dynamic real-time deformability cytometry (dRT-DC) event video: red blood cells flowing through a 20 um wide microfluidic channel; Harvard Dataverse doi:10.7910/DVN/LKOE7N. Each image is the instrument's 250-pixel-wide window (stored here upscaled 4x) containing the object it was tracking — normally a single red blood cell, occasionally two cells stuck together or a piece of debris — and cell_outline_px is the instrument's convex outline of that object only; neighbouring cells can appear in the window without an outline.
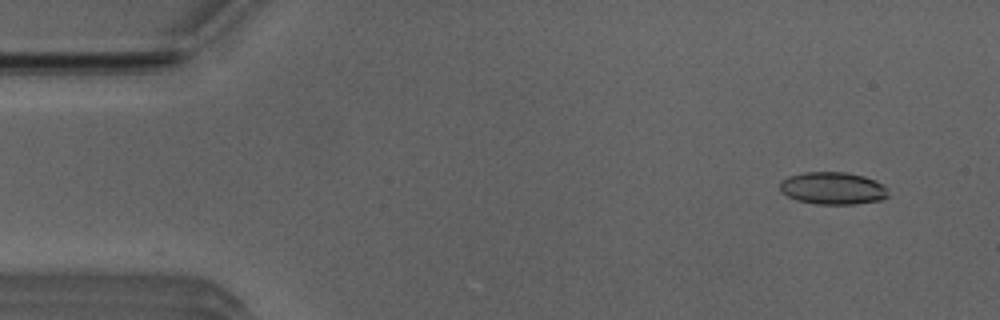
{"species": "Egyptian fruit bat (a non-hibernating species)", "species_latin": "Rousettus aegyptiacus", "temperature_condition": "room temperature", "stored_images_in_passage": 47, "camera_frame_rate_fps": 3000, "um_per_image_px": 0.085, "animal": {"sex": "male"}, "frame": {"image": 1, "passage_image": 4, "time_ms": 1.0, "image_size_px": [1000, 320], "cell_outline_px": [[888, 196], [880, 200], [856, 204], [816, 204], [796, 200], [780, 192], [780, 180], [788, 176], [804, 172], [848, 172], [864, 176], [876, 180], [888, 188]], "centroid_in_image_um": [70.78, 15.99], "position_along_channel_um": 14.2, "area_um2": 20.69}}
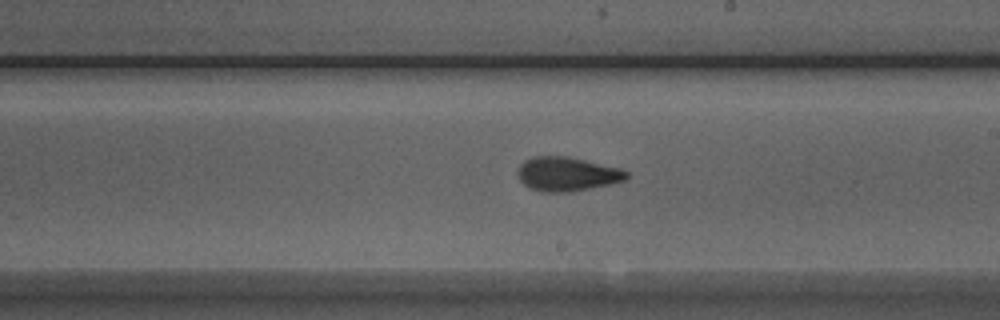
{"frame": {"image": 2, "passage_image": 29, "time_ms": 9.333, "image_size_px": [1000, 320], "cell_outline_px": [[628, 176], [624, 180], [612, 184], [572, 192], [540, 192], [528, 188], [520, 180], [516, 172], [520, 164], [524, 160], [532, 156], [568, 156], [620, 168], [628, 172]], "centroid_in_image_um": [48.17, 14.8], "position_along_channel_um": 240.8, "area_um2": 21.91}}
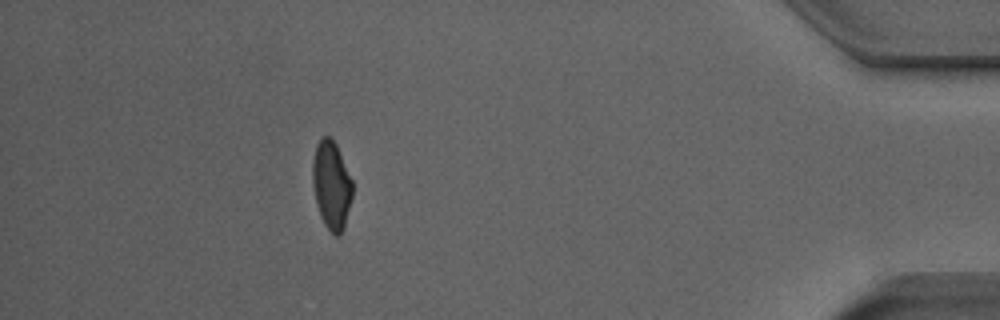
{"frame": {"image": 3, "passage_image": 46, "time_ms": 15.0, "image_size_px": [1000, 320], "cell_outline_px": [[352, 196], [344, 228], [340, 236], [336, 236], [324, 224], [320, 216], [316, 204], [312, 184], [312, 160], [316, 144], [324, 136], [328, 136], [336, 144], [352, 180]], "centroid_in_image_um": [28.16, 15.75], "position_along_channel_um": 407.0, "area_um2": 20.52}}